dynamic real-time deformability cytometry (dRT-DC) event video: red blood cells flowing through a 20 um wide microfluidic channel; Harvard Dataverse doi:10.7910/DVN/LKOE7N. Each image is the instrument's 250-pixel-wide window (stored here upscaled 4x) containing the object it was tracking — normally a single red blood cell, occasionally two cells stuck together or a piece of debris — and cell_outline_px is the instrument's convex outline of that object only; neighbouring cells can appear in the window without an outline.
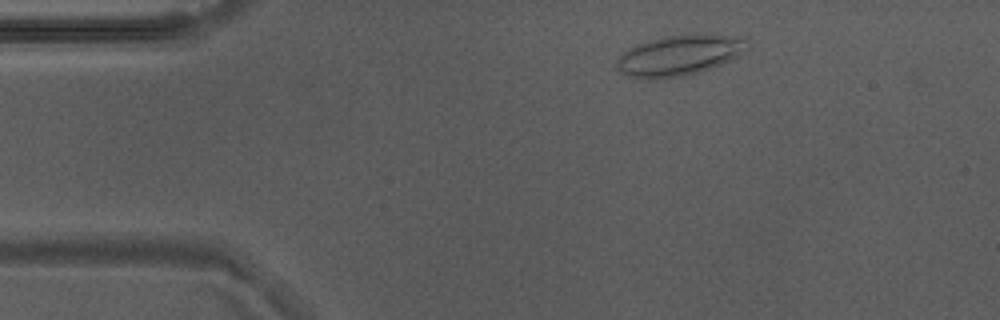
{"species": "Egyptian fruit bat (a non-hibernating species)", "species_latin": "Rousettus aegyptiacus", "temperature_condition": "warm", "stored_images_in_passage": 50, "camera_frame_rate_fps": 3000, "um_per_image_px": 0.085, "animal": {"sex": "male"}, "frame": {"image": 1, "passage_image": 5, "time_ms": 1.333, "image_size_px": [1000, 320], "cell_outline_px": [[744, 40], [736, 52], [728, 60], [720, 64], [684, 76], [656, 80], [648, 80], [628, 76], [616, 68], [616, 60], [628, 48], [636, 44], [648, 40], [664, 36], [724, 36]], "centroid_in_image_um": [57.46, 4.77], "position_along_channel_um": 27.5, "area_um2": 29.13}}
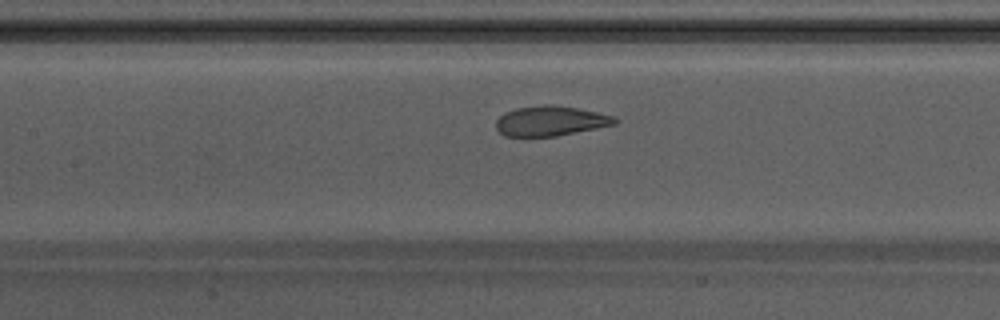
{"frame": {"image": 2, "passage_image": 20, "time_ms": 6.333, "image_size_px": [1000, 320], "cell_outline_px": [[620, 120], [616, 124], [556, 136], [504, 136], [496, 128], [496, 120], [504, 112], [516, 108], [548, 104], [552, 104], [576, 108], [596, 112], [612, 116]], "centroid_in_image_um": [46.77, 10.28], "position_along_channel_um": 160.6, "area_um2": 20.58}}
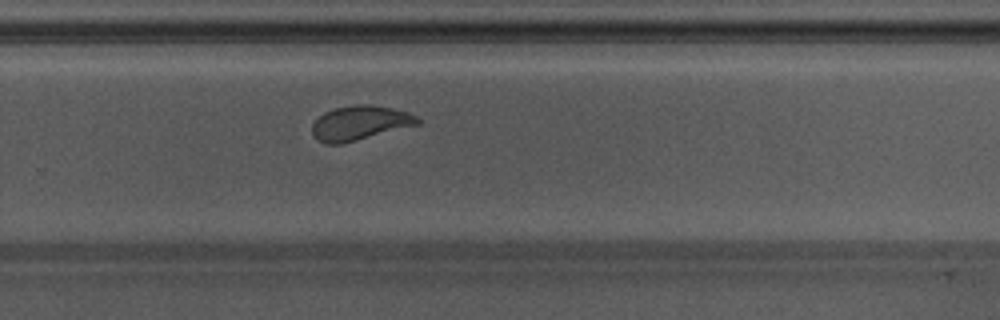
{"frame": {"image": 3, "passage_image": 31, "time_ms": 10.0, "image_size_px": [1000, 320], "cell_outline_px": [[420, 124], [340, 144], [328, 144], [312, 136], [312, 124], [324, 112], [332, 108], [360, 104], [368, 104], [392, 108], [408, 112], [416, 116], [420, 120]], "centroid_in_image_um": [30.58, 10.44], "position_along_channel_um": 299.2, "area_um2": 20.98}, "authors_computed_cell_mechanics": {"area_um2": 22.0796, "velocity_mm_per_s": 3.7955, "shape_relaxation_time_tau1_ms": 3.6173, "shape_relaxation_time_tau2_ms": 1.4035, "deformation_change_tau1": 0.1375, "deformation_change_tau2": 0.0381}}